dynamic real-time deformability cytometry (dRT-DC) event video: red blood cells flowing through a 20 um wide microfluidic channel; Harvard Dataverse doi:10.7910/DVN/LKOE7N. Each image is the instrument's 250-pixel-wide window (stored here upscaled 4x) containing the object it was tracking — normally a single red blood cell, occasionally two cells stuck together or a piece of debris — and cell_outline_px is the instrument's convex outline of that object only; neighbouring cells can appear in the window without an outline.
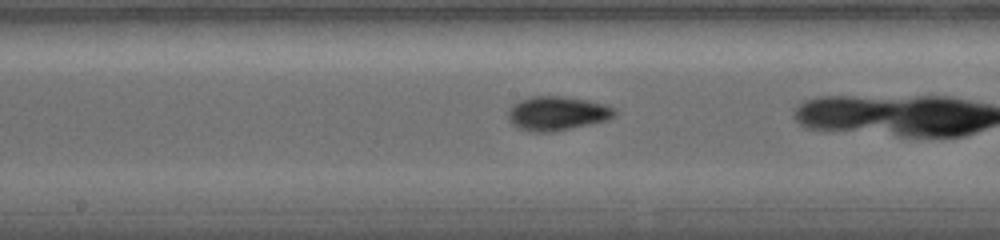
{"species": "common noctule bat (a hibernating species)", "species_latin": "Nyctalus noctula", "temperature_condition": "warm", "stored_images_in_passage": 40, "camera_frame_rate_fps": 5000, "um_per_image_px": 0.085, "animal": {"sex": "female", "body_mass_g": 19.0, "forearm_length_mm": 56.7}, "frame": {"image": 1, "passage_image": 17, "time_ms": 3.8, "image_size_px": [1000, 240], "cell_outline_px": [[616, 112], [608, 120], [552, 132], [532, 132], [516, 128], [508, 120], [508, 112], [512, 104], [516, 100], [532, 96], [564, 96], [588, 100], [604, 104], [616, 108]], "centroid_in_image_um": [47.31, 9.63], "position_along_channel_um": 200.9, "area_um2": 21.39}}